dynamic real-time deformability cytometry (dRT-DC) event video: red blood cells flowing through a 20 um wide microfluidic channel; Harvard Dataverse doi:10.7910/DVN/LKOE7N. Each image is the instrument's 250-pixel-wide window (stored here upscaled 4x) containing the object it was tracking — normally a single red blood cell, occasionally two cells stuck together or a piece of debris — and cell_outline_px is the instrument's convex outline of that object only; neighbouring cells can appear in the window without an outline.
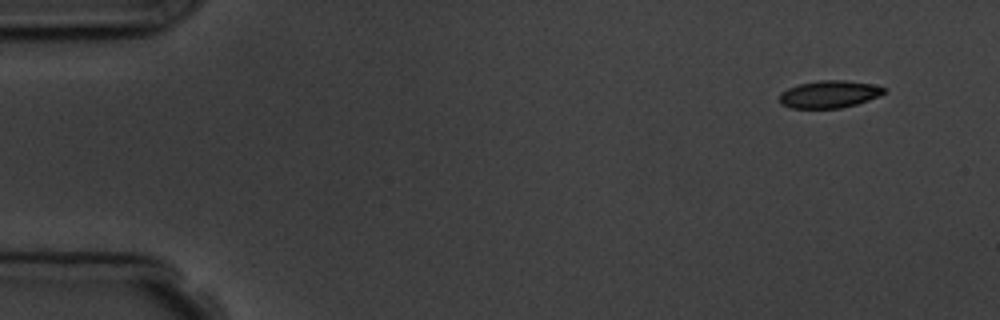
{"species": "common noctule bat (a hibernating species)", "species_latin": "Nyctalus noctula", "temperature_condition": "room temperature", "stored_images_in_passage": 5, "camera_frame_rate_fps": 3000, "um_per_image_px": 0.085, "animal": {"sex": "male", "body_mass_g": 19.5, "forearm_length_mm": 54.6}, "frame": {"image": 1, "passage_image": 1, "time_ms": 0.0, "image_size_px": [1000, 320], "cell_outline_px": [[888, 88], [880, 96], [856, 104], [840, 108], [792, 108], [780, 104], [780, 92], [788, 88], [800, 84], [820, 80], [844, 80], [872, 84]], "centroid_in_image_um": [70.49, 8.01], "position_along_channel_um": 14.5, "area_um2": 16.65}}
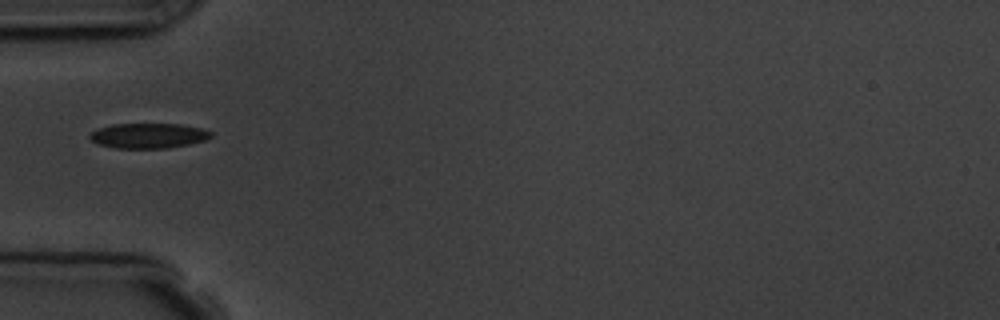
{"frame": {"image": 2, "passage_image": 5, "time_ms": 4.667, "image_size_px": [1000, 320], "cell_outline_px": [[212, 136], [204, 140], [188, 144], [168, 148], [116, 148], [100, 144], [92, 140], [88, 136], [96, 128], [112, 124], [180, 124], [200, 128], [212, 132]], "centroid_in_image_um": [12.59, 11.53], "position_along_channel_um": 72.4, "area_um2": 17.57}}